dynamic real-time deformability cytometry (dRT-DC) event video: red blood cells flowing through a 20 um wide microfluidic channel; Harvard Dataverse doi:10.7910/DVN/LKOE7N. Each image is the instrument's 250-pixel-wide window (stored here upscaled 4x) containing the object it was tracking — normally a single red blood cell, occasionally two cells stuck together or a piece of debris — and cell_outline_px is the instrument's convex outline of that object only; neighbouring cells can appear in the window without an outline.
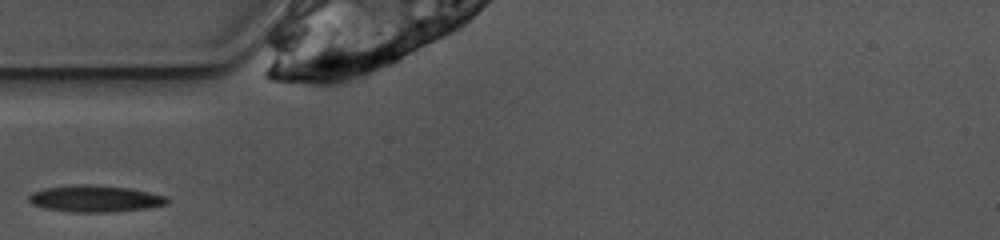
{"species": "common noctule bat (a hibernating species)", "species_latin": "Nyctalus noctula", "temperature_condition": "warm", "stored_images_in_passage": 22, "camera_frame_rate_fps": 3000, "um_per_image_px": 0.085, "animal": {"sex": "female", "body_mass_g": 10.0, "forearm_length_mm": 53.1}, "frame": {"image": 1, "passage_image": 1, "time_ms": 0.0, "image_size_px": [1000, 240], "cell_outline_px": [[172, 200], [168, 204], [148, 208], [108, 212], [72, 212], [44, 208], [32, 204], [28, 200], [28, 196], [32, 192], [44, 188], [80, 184], [128, 188], [168, 196]], "centroid_in_image_um": [8.11, 16.89], "position_along_channel_um": 76.9, "area_um2": 21.44}}
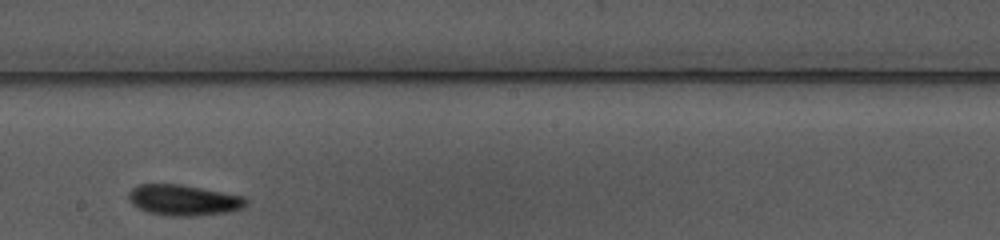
{"frame": {"image": 2, "passage_image": 13, "time_ms": 4.0, "image_size_px": [1000, 240], "cell_outline_px": [[248, 204], [244, 208], [228, 212], [200, 216], [172, 216], [148, 212], [132, 204], [128, 200], [128, 192], [136, 184], [180, 184], [244, 196], [248, 200]], "centroid_in_image_um": [15.62, 17.01], "position_along_channel_um": 232.6, "area_um2": 21.27}}
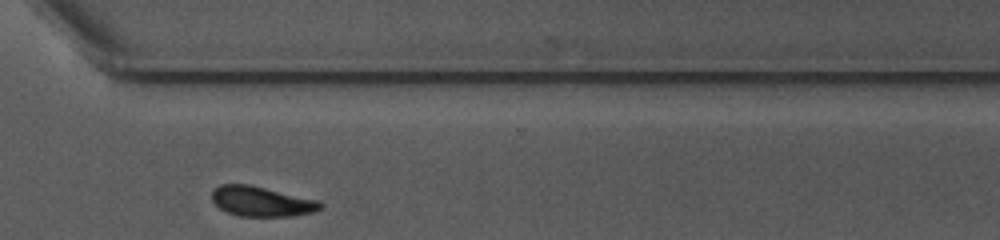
{"frame": {"image": 3, "passage_image": 22, "time_ms": 7.0, "image_size_px": [1000, 240], "cell_outline_px": [[324, 204], [316, 212], [292, 216], [240, 216], [228, 212], [220, 208], [212, 200], [212, 192], [220, 184], [248, 184], [320, 200]], "centroid_in_image_um": [22.28, 17.12], "position_along_channel_um": 348.3, "area_um2": 18.96}}